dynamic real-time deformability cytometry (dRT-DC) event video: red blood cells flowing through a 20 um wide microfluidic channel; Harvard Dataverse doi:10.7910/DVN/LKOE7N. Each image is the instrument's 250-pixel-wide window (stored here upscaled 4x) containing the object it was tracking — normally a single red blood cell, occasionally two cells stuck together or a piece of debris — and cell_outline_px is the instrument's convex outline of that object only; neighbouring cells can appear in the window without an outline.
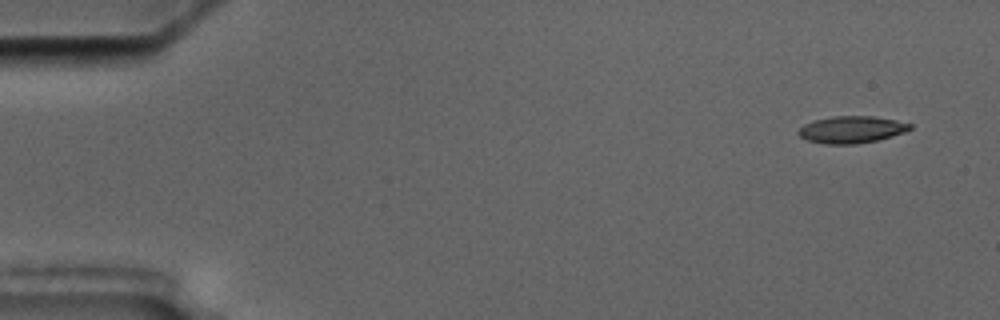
{"species": "common noctule bat (a hibernating species)", "species_latin": "Nyctalus noctula", "temperature_condition": "cold", "stored_images_in_passage": 5, "camera_frame_rate_fps": 3000, "um_per_image_px": 0.085, "animal": {"sex": "male", "body_mass_g": 17.5, "forearm_length_mm": 52.3}, "frame": {"image": 1, "passage_image": 1, "time_ms": 0.0, "image_size_px": [1000, 320], "cell_outline_px": [[912, 128], [904, 132], [892, 136], [876, 140], [856, 144], [824, 144], [808, 140], [800, 136], [796, 132], [804, 124], [812, 120], [832, 116], [872, 116], [896, 120], [912, 124]], "centroid_in_image_um": [72.36, 11.01], "position_along_channel_um": 12.6, "area_um2": 17.57}}
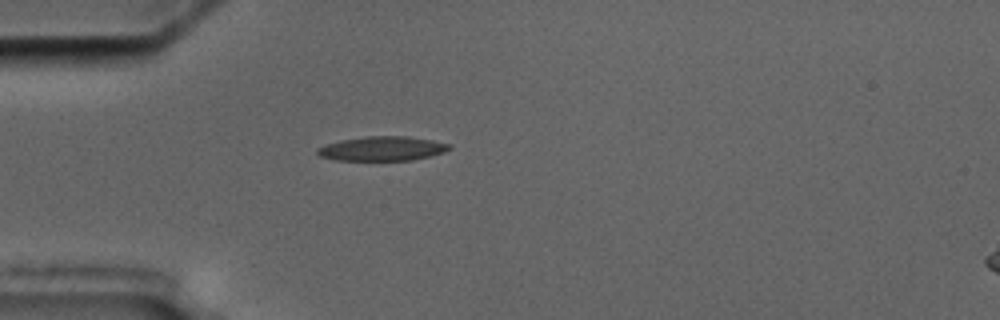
{"frame": {"image": 2, "passage_image": 4, "time_ms": 4.333, "image_size_px": [1000, 320], "cell_outline_px": [[452, 148], [444, 152], [412, 160], [336, 160], [320, 156], [316, 152], [316, 148], [324, 144], [340, 140], [364, 136], [408, 136], [432, 140], [452, 144]], "centroid_in_image_um": [32.48, 12.62], "position_along_channel_um": 52.5, "area_um2": 18.84}}